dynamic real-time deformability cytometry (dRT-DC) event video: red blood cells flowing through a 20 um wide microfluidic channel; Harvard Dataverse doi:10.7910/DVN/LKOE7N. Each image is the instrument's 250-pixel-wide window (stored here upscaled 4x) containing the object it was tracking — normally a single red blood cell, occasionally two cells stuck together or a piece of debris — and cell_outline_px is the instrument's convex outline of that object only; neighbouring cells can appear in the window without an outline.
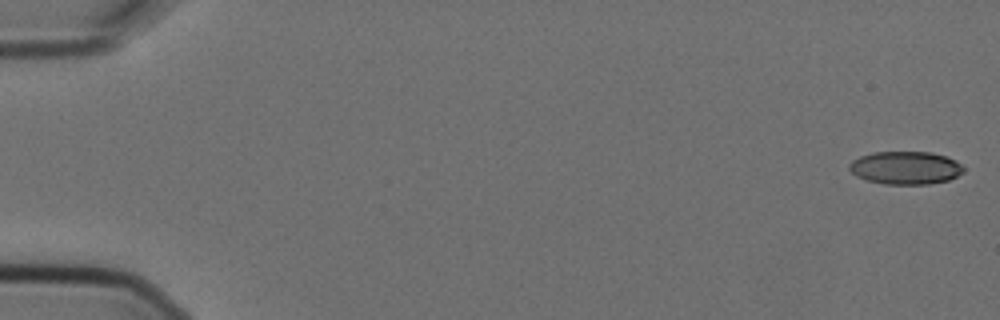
{"species": "Egyptian fruit bat (a non-hibernating species)", "species_latin": "Rousettus aegyptiacus", "temperature_condition": "cold", "stored_images_in_passage": 9, "camera_frame_rate_fps": 3000, "um_per_image_px": 0.085, "animal": {"sex": "female"}, "frame": {"image": 1, "passage_image": 1, "time_ms": 0.0, "image_size_px": [1000, 320], "cell_outline_px": [[964, 172], [948, 180], [928, 184], [884, 184], [868, 180], [856, 176], [848, 168], [848, 164], [852, 160], [860, 156], [872, 152], [932, 152], [944, 156], [960, 164], [964, 168]], "centroid_in_image_um": [76.93, 14.26], "position_along_channel_um": 8.1, "area_um2": 21.85}}
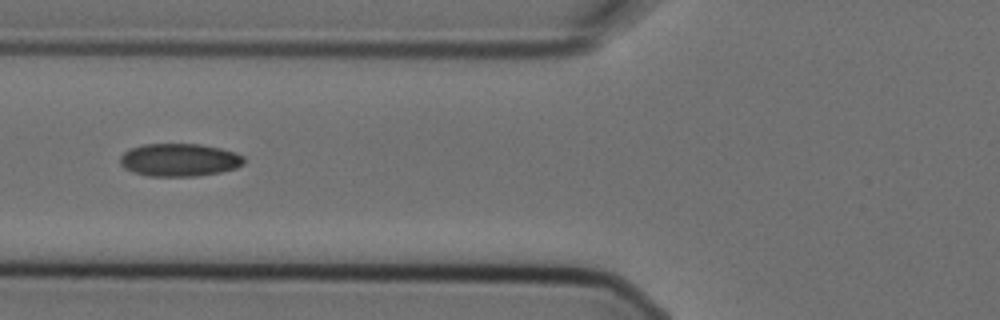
{"frame": {"image": 2, "passage_image": 7, "time_ms": 2.0, "image_size_px": [1000, 320], "cell_outline_px": [[244, 164], [236, 168], [220, 172], [196, 176], [148, 176], [132, 172], [124, 168], [120, 164], [120, 156], [124, 152], [132, 148], [144, 144], [200, 144], [220, 148], [244, 156]], "centroid_in_image_um": [15.23, 13.6], "position_along_channel_um": 110.6, "area_um2": 23.7}}
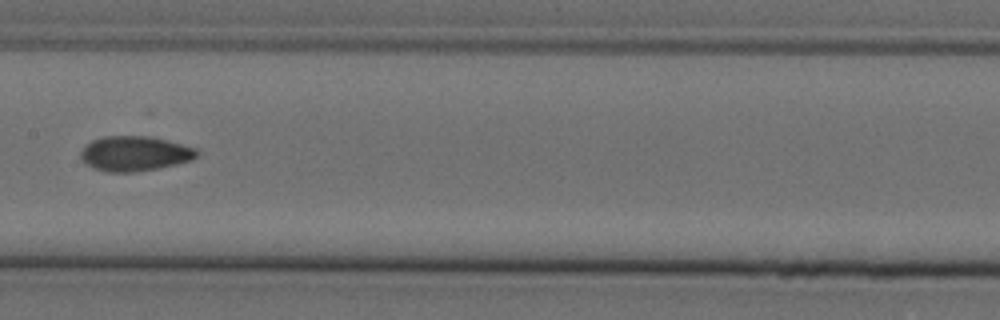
{"frame": {"image": 3, "passage_image": 9, "time_ms": 2.667, "image_size_px": [1000, 320], "cell_outline_px": [[200, 152], [192, 160], [176, 164], [156, 168], [132, 172], [108, 172], [96, 168], [88, 164], [80, 156], [80, 152], [92, 140], [104, 136], [152, 136], [168, 140], [196, 148]], "centroid_in_image_um": [11.49, 13.04], "position_along_channel_um": 195.9, "area_um2": 23.41}}